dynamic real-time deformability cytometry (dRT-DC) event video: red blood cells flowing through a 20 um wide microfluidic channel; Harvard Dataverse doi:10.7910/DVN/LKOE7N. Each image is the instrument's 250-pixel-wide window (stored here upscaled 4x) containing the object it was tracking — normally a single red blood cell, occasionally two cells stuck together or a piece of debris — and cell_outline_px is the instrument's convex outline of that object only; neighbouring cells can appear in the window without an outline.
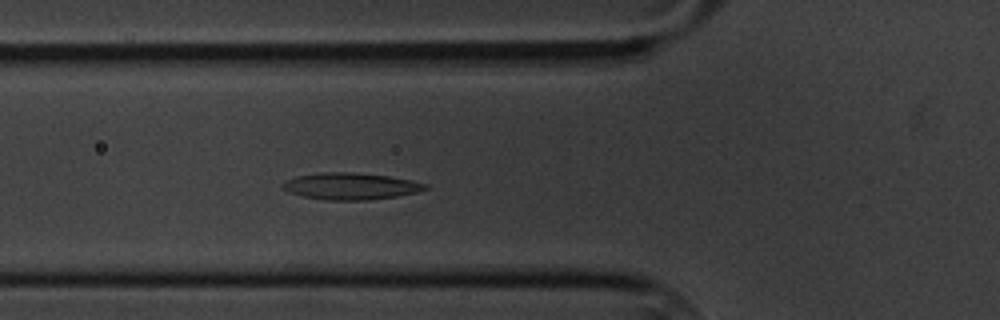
{"species": "common noctule bat (a hibernating species)", "species_latin": "Nyctalus noctula", "temperature_condition": "cold", "stored_images_in_passage": 58, "segment_of_instrument_passage": [1, 2], "camera_frame_rate_fps": 3000, "um_per_image_px": 0.085, "animal": {"sex": "male", "body_mass_g": 20.1, "forearm_length_mm": 53.5}, "frame": {"image": 1, "passage_image": 19, "time_ms": 6.0, "image_size_px": [1000, 320], "cell_outline_px": [[428, 188], [416, 192], [396, 196], [368, 200], [328, 200], [304, 196], [288, 192], [280, 188], [280, 184], [296, 176], [320, 172], [352, 172], [388, 176], [412, 180], [428, 184]], "centroid_in_image_um": [29.78, 15.82], "position_along_channel_um": 96.0, "area_um2": 22.2}}
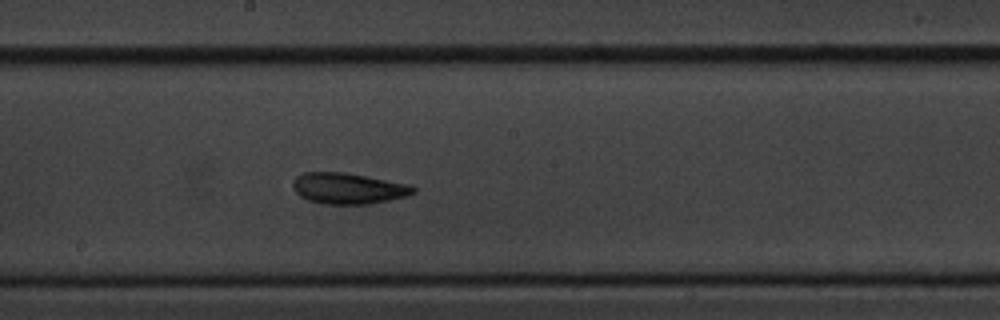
{"frame": {"image": 2, "passage_image": 30, "time_ms": 9.667, "image_size_px": [1000, 320], "cell_outline_px": [[416, 192], [408, 196], [368, 204], [324, 204], [308, 200], [300, 196], [292, 188], [292, 180], [296, 176], [304, 172], [344, 172], [412, 184], [416, 188]], "centroid_in_image_um": [29.61, 16.01], "position_along_channel_um": 218.6, "area_um2": 22.02}}
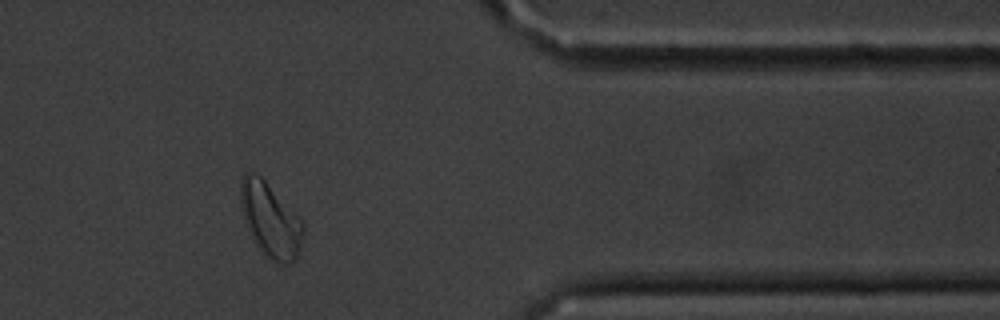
{"frame": {"image": 3, "passage_image": 47, "time_ms": 15.333, "image_size_px": [1000, 320], "cell_outline_px": [[304, 232], [300, 248], [296, 260], [288, 264], [280, 264], [272, 260], [256, 244], [248, 228], [240, 204], [240, 180], [244, 172], [256, 172], [304, 220]], "centroid_in_image_um": [23.01, 18.67], "position_along_channel_um": 388.4, "area_um2": 27.11}}